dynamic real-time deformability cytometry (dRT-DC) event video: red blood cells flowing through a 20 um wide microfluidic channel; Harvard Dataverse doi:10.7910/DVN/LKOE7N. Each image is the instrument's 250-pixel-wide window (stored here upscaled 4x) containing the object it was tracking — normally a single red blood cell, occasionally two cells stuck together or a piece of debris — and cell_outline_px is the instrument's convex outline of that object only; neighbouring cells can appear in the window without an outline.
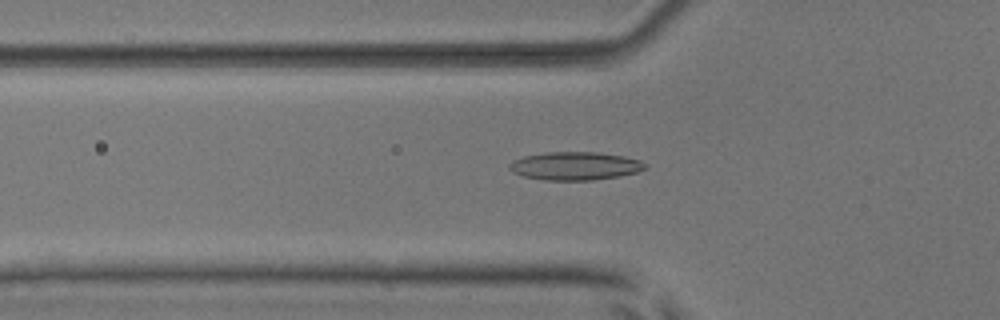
{"species": "common noctule bat (a hibernating species)", "species_latin": "Nyctalus noctula", "temperature_condition": "room temperature", "stored_images_in_passage": 54, "camera_frame_rate_fps": 3000, "um_per_image_px": 0.085, "animal": {"sex": "male", "body_mass_g": 17.9, "forearm_length_mm": 54.2}, "frame": {"image": 1, "passage_image": 19, "time_ms": 6.0, "image_size_px": [1000, 320], "cell_outline_px": [[648, 168], [636, 172], [620, 176], [592, 180], [544, 180], [524, 176], [512, 172], [508, 168], [508, 164], [512, 160], [524, 156], [544, 152], [596, 152], [624, 156], [640, 160], [648, 164]], "centroid_in_image_um": [48.88, 14.1], "position_along_channel_um": 76.9, "area_um2": 22.48}}
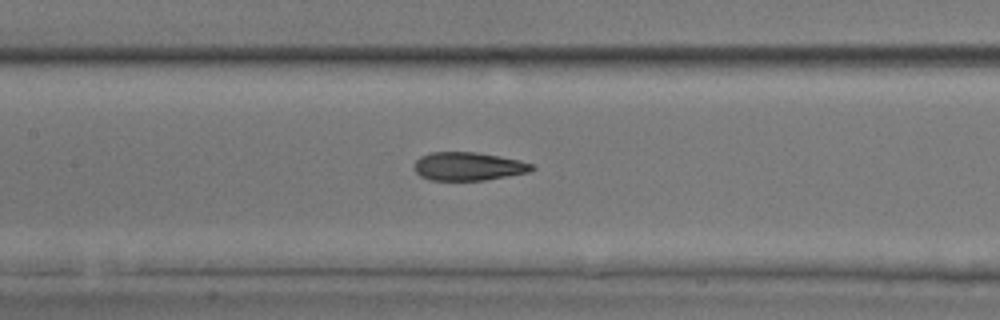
{"frame": {"image": 2, "passage_image": 26, "time_ms": 8.333, "image_size_px": [1000, 320], "cell_outline_px": [[536, 168], [528, 172], [508, 176], [484, 180], [428, 180], [420, 176], [416, 172], [416, 160], [420, 156], [432, 152], [476, 152], [500, 156], [520, 160], [536, 164]], "centroid_in_image_um": [39.85, 14.14], "position_along_channel_um": 167.5, "area_um2": 19.48}}
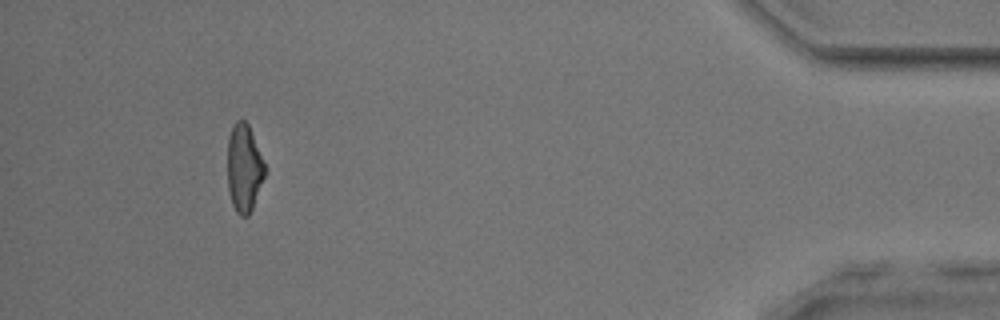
{"frame": {"image": 3, "passage_image": 50, "time_ms": 16.333, "image_size_px": [1000, 320], "cell_outline_px": [[268, 172], [252, 208], [248, 216], [240, 216], [236, 212], [232, 204], [228, 188], [228, 136], [236, 120], [244, 120], [248, 124], [268, 168]], "centroid_in_image_um": [20.79, 14.3], "position_along_channel_um": 414.4, "area_um2": 19.48}, "authors_computed_cell_mechanics": {"area_um2": 20.2011, "velocity_mm_per_s": 3.8719, "shape_relaxation_time_tau1_ms": null, "shape_relaxation_time_tau2_ms": 1.6544, "deformation_change_tau1": null, "deformation_change_tau2": 0.0936}}